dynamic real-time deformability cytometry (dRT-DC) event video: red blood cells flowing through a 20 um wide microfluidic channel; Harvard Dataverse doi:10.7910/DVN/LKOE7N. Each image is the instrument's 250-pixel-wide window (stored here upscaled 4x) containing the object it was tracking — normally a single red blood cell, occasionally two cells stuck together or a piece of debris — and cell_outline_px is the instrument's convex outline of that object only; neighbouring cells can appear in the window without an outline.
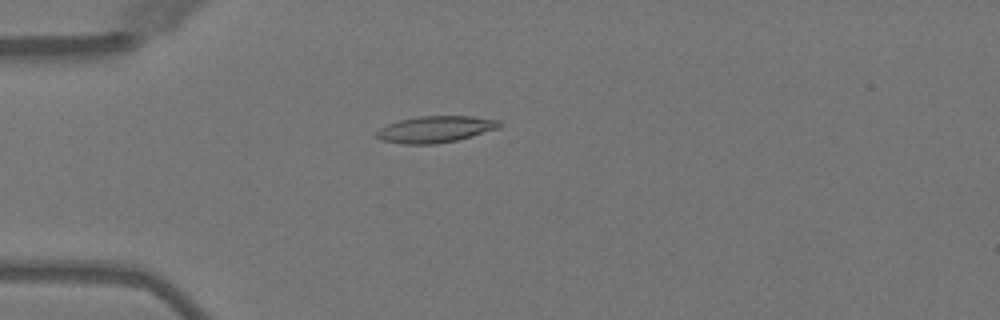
{"species": "Egyptian fruit bat (a non-hibernating species)", "species_latin": "Rousettus aegyptiacus", "temperature_condition": "warm", "stored_images_in_passage": 4, "camera_frame_rate_fps": 3000, "um_per_image_px": 0.085, "animal": {"sex": "female"}, "frame": {"image": 1, "passage_image": 3, "time_ms": 2.667, "image_size_px": [1000, 320], "cell_outline_px": [[500, 128], [472, 136], [456, 140], [436, 144], [400, 144], [380, 140], [376, 136], [376, 132], [380, 128], [388, 124], [400, 120], [420, 116], [472, 116], [500, 120]], "centroid_in_image_um": [37.01, 10.99], "position_along_channel_um": 48.0, "area_um2": 19.02}}